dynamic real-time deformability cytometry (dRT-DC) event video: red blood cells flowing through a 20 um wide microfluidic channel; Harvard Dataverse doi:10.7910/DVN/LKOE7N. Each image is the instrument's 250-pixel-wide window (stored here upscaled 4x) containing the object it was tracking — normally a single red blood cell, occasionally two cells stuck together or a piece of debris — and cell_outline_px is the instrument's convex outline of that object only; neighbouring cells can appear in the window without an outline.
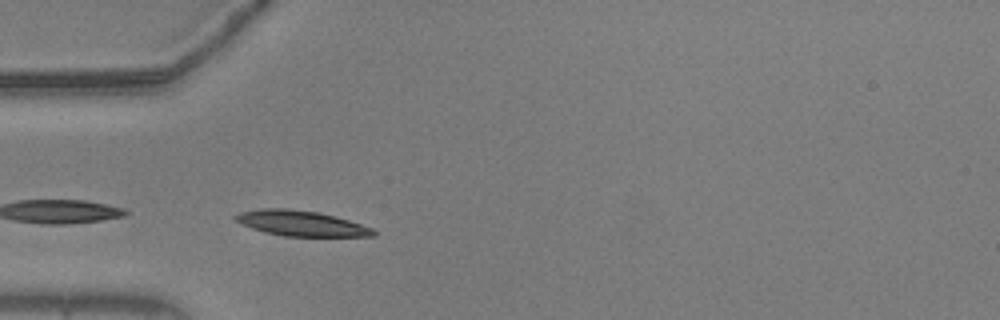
{"species": "common noctule bat (a hibernating species)", "species_latin": "Nyctalus noctula", "temperature_condition": "warm", "stored_images_in_passage": 31, "camera_frame_rate_fps": 3000, "um_per_image_px": 0.085, "animal": {"sex": "male", "body_mass_g": 20.5, "forearm_length_mm": 52.5}, "frame": {"image": 1, "passage_image": 1, "time_ms": 0.0, "image_size_px": [1000, 320], "cell_outline_px": [[376, 236], [284, 236], [264, 232], [252, 228], [236, 220], [232, 216], [240, 212], [264, 208], [288, 208], [320, 212], [336, 216], [372, 228], [376, 232]], "centroid_in_image_um": [25.6, 18.97], "position_along_channel_um": 59.4, "area_um2": 20.29}}
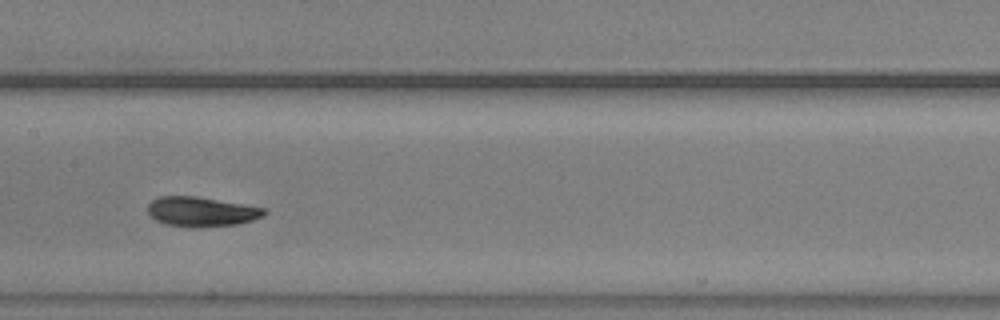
{"frame": {"image": 2, "passage_image": 12, "time_ms": 3.667, "image_size_px": [1000, 320], "cell_outline_px": [[268, 212], [264, 216], [252, 220], [236, 224], [196, 228], [188, 228], [164, 224], [156, 220], [148, 212], [148, 204], [152, 200], [160, 196], [196, 196], [264, 208]], "centroid_in_image_um": [17.1, 18.0], "position_along_channel_um": 190.3, "area_um2": 20.17}}
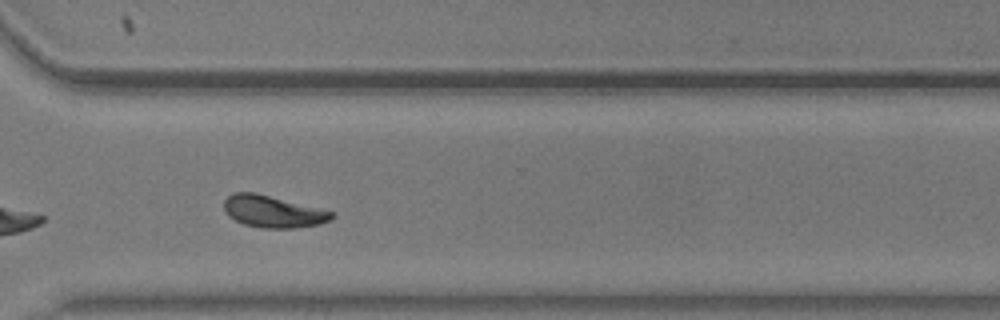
{"frame": {"image": 3, "passage_image": 25, "time_ms": 8.0, "image_size_px": [1000, 320], "cell_outline_px": [[336, 216], [332, 220], [320, 224], [296, 228], [260, 228], [244, 224], [228, 216], [224, 212], [224, 200], [232, 192], [256, 192], [336, 212]], "centroid_in_image_um": [23.23, 17.98], "position_along_channel_um": 347.4, "area_um2": 20.4}, "authors_computed_cell_mechanics": {"area_um2": 19.9988, "velocity_mm_per_s": 3.6386, "shape_relaxation_time_tau1_ms": 3.499, "shape_relaxation_time_tau2_ms": 1.6529, "deformation_change_tau1": 0.1564, "deformation_change_tau2": 0.0604}}